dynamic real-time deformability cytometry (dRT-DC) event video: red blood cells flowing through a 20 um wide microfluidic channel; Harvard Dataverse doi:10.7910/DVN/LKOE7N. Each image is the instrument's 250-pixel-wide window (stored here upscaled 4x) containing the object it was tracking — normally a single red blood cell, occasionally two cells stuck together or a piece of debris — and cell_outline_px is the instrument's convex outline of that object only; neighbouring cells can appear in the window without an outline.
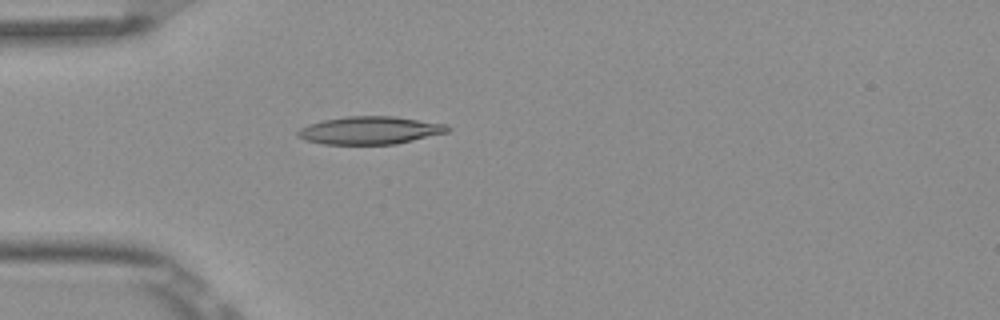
{"species": "Egyptian fruit bat (a non-hibernating species)", "species_latin": "Rousettus aegyptiacus", "temperature_condition": "room temperature", "stored_images_in_passage": 5, "camera_frame_rate_fps": 3000, "um_per_image_px": 0.085, "frame": {"image": 1, "passage_image": 5, "time_ms": 1.333, "image_size_px": [1000, 320], "cell_outline_px": [[452, 128], [448, 132], [396, 144], [324, 144], [304, 140], [296, 136], [296, 132], [300, 128], [308, 124], [324, 120], [344, 116], [392, 116], [448, 124]], "centroid_in_image_um": [31.44, 11.08], "position_along_channel_um": 53.6, "area_um2": 24.39}}